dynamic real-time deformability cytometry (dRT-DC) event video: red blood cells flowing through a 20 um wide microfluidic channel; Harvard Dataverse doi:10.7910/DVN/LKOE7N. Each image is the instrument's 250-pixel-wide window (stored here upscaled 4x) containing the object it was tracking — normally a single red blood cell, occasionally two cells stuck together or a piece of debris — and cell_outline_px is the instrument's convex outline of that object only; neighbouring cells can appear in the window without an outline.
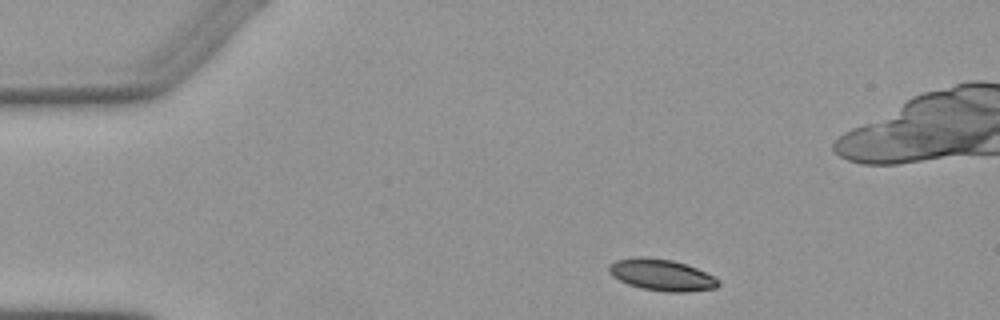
{"species": "Egyptian fruit bat (a non-hibernating species)", "species_latin": "Rousettus aegyptiacus", "temperature_condition": "warm", "stored_images_in_passage": 5, "camera_frame_rate_fps": 3000, "um_per_image_px": 0.085, "animal": {"sex": "female"}, "frame": {"image": 1, "passage_image": 1, "time_ms": 0.0, "image_size_px": [1000, 320], "cell_outline_px": [[720, 284], [716, 288], [688, 292], [664, 292], [640, 288], [628, 284], [612, 276], [608, 272], [608, 264], [616, 260], [636, 256], [644, 256], [672, 260], [696, 268], [720, 280]], "centroid_in_image_um": [56.2, 23.37], "position_along_channel_um": 28.8, "area_um2": 20.23}}
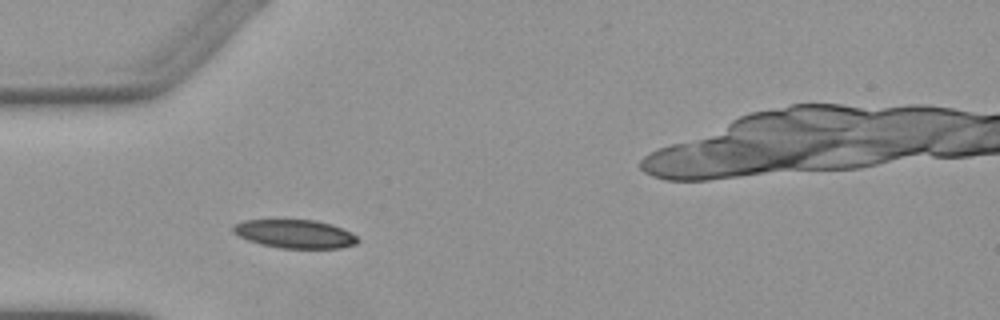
{"frame": {"image": 2, "passage_image": 3, "time_ms": 2.333, "image_size_px": [1000, 320], "cell_outline_px": [[360, 240], [356, 244], [340, 248], [280, 248], [260, 244], [248, 240], [232, 232], [232, 228], [236, 224], [244, 220], [316, 220], [332, 224], [352, 232]], "centroid_in_image_um": [25.1, 19.88], "position_along_channel_um": 59.9, "area_um2": 20.69}}